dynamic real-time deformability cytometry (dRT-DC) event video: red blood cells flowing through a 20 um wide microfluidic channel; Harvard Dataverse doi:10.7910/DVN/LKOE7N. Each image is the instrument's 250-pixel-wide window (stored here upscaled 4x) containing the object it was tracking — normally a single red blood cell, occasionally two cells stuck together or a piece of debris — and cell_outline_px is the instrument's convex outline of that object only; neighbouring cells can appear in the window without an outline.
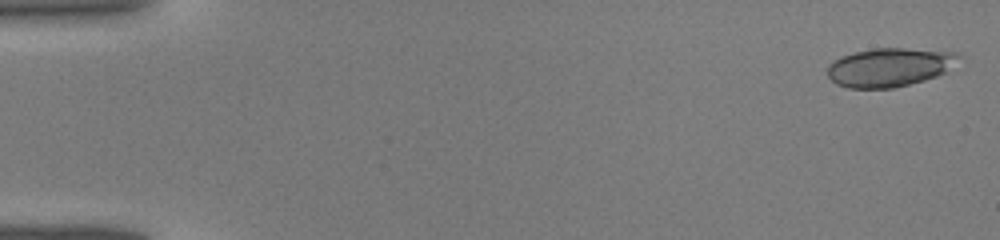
{"species": "common noctule bat (a hibernating species)", "species_latin": "Nyctalus noctula", "temperature_condition": "warm", "stored_images_in_passage": 42, "camera_frame_rate_fps": 3000, "um_per_image_px": 0.085, "animal": {"sex": "male", "body_mass_g": 19.0, "forearm_length_mm": 50.8}, "frame": {"image": 1, "passage_image": 1, "time_ms": 0.0, "image_size_px": [1000, 240], "cell_outline_px": [[964, 56], [948, 72], [924, 80], [892, 88], [848, 88], [836, 84], [828, 76], [828, 64], [840, 56], [856, 52], [876, 48], [904, 48], [956, 52]], "centroid_in_image_um": [75.65, 5.71], "position_along_channel_um": 9.3, "area_um2": 29.77}}
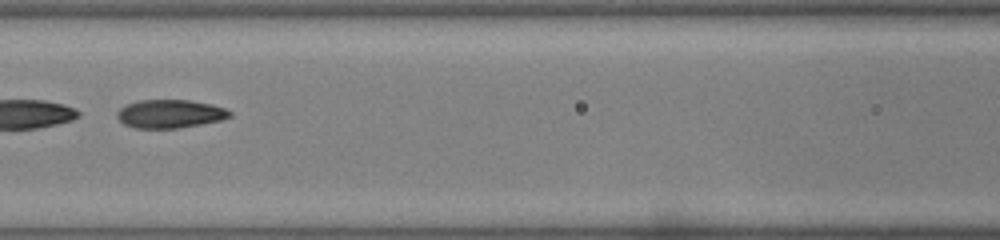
{"frame": {"image": 2, "passage_image": 20, "time_ms": 6.333, "image_size_px": [1000, 240], "cell_outline_px": [[232, 116], [220, 120], [200, 124], [176, 128], [136, 128], [124, 124], [116, 116], [116, 112], [120, 108], [128, 104], [140, 100], [188, 100], [212, 104], [224, 108], [232, 112]], "centroid_in_image_um": [14.45, 9.67], "position_along_channel_um": 152.2, "area_um2": 18.5}}
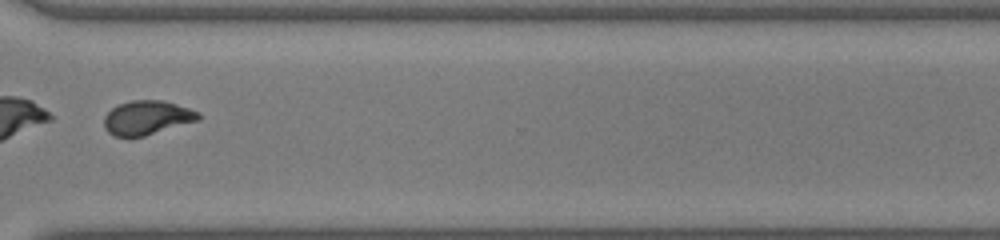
{"frame": {"image": 3, "passage_image": 33, "time_ms": 10.667, "image_size_px": [1000, 240], "cell_outline_px": [[200, 120], [144, 136], [128, 140], [112, 136], [104, 128], [104, 116], [112, 108], [120, 104], [132, 100], [164, 100], [200, 112]], "centroid_in_image_um": [12.46, 10.04], "position_along_channel_um": 358.1, "area_um2": 19.19}}